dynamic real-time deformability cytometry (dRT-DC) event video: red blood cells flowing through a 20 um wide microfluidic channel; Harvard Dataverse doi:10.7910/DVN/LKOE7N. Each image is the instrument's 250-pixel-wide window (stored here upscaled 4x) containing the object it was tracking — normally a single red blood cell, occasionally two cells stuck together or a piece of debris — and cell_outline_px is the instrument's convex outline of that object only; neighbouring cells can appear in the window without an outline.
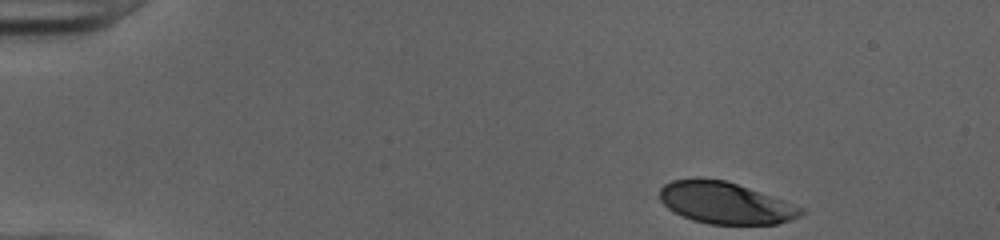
{"species": "human", "species_latin": "Homo sapiens", "temperature_condition": "cold", "stored_images_in_passage": 38, "camera_frame_rate_fps": 3000, "um_per_image_px": 0.085, "donor": {"sex": "female"}, "frame": {"image": 1, "passage_image": 1, "time_ms": 0.0, "image_size_px": [1000, 240], "cell_outline_px": [[808, 212], [792, 220], [776, 224], [708, 224], [692, 220], [668, 208], [660, 200], [660, 188], [664, 184], [672, 180], [724, 180], [748, 188], [804, 208]], "centroid_in_image_um": [61.69, 17.28], "position_along_channel_um": 23.3, "area_um2": 33.64}}
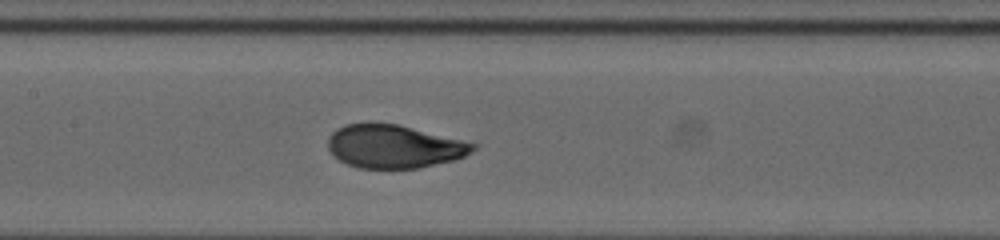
{"frame": {"image": 2, "passage_image": 20, "time_ms": 6.333, "image_size_px": [1000, 240], "cell_outline_px": [[476, 148], [472, 152], [464, 156], [452, 160], [420, 168], [360, 168], [348, 164], [340, 160], [328, 148], [328, 136], [336, 128], [344, 124], [368, 120], [372, 120], [396, 124], [476, 144]], "centroid_in_image_um": [33.42, 12.41], "position_along_channel_um": 174.0, "area_um2": 36.65}}
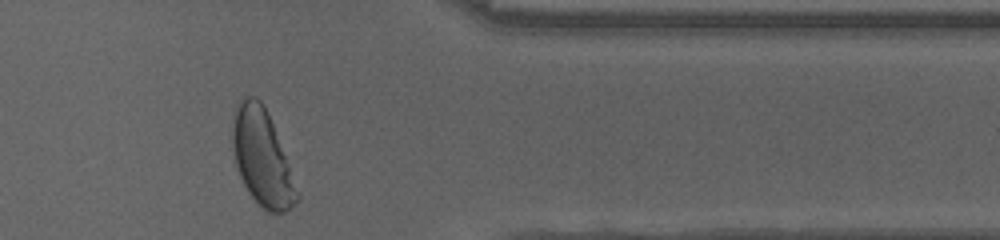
{"frame": {"image": 3, "passage_image": 37, "time_ms": 12.0, "image_size_px": [1000, 240], "cell_outline_px": [[300, 200], [284, 212], [268, 212], [248, 192], [240, 176], [236, 164], [232, 148], [232, 128], [236, 104], [248, 96], [256, 96], [260, 100], [268, 112], [300, 196]], "centroid_in_image_um": [22.26, 13.39], "position_along_channel_um": 389.1, "area_um2": 35.43}, "authors_computed_cell_mechanics": {"area_um2": 36.992, "velocity_mm_per_s": 4.0006, "shape_relaxation_time_tau1_ms": 3.1879, "shape_relaxation_time_tau2_ms": null, "deformation_change_tau1": 0.1739, "deformation_change_tau2": null}}